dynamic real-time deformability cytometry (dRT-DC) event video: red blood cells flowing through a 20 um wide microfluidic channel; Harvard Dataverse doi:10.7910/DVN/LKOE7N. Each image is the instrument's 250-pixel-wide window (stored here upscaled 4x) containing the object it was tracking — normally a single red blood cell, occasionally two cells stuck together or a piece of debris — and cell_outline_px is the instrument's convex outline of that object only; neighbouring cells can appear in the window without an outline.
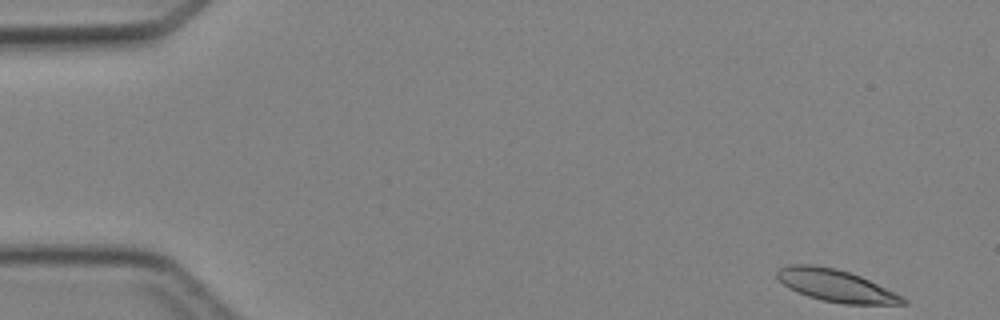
{"species": "Egyptian fruit bat (a non-hibernating species)", "species_latin": "Rousettus aegyptiacus", "temperature_condition": "cold", "stored_images_in_passage": 4, "camera_frame_rate_fps": 3000, "um_per_image_px": 0.085, "animal": {"sex": "female"}, "frame": {"image": 1, "passage_image": 1, "time_ms": 0.0, "image_size_px": [1000, 320], "cell_outline_px": [[908, 304], [844, 304], [820, 300], [808, 296], [788, 288], [776, 276], [776, 272], [780, 268], [788, 264], [812, 264], [836, 268], [860, 276], [908, 300]], "centroid_in_image_um": [70.99, 24.27], "position_along_channel_um": 14.0, "area_um2": 23.29}}
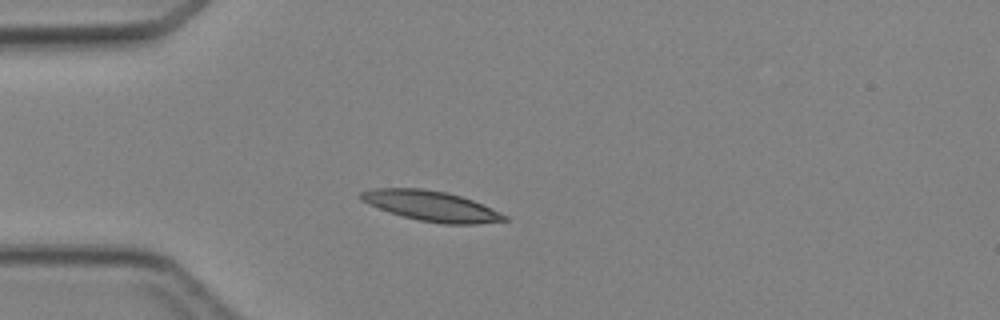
{"frame": {"image": 2, "passage_image": 4, "time_ms": 3.333, "image_size_px": [1000, 320], "cell_outline_px": [[508, 220], [476, 224], [444, 224], [420, 220], [404, 216], [368, 204], [360, 200], [360, 192], [376, 188], [424, 188], [448, 192], [472, 200], [492, 208], [508, 216]], "centroid_in_image_um": [36.69, 17.5], "position_along_channel_um": 48.3, "area_um2": 25.03}}